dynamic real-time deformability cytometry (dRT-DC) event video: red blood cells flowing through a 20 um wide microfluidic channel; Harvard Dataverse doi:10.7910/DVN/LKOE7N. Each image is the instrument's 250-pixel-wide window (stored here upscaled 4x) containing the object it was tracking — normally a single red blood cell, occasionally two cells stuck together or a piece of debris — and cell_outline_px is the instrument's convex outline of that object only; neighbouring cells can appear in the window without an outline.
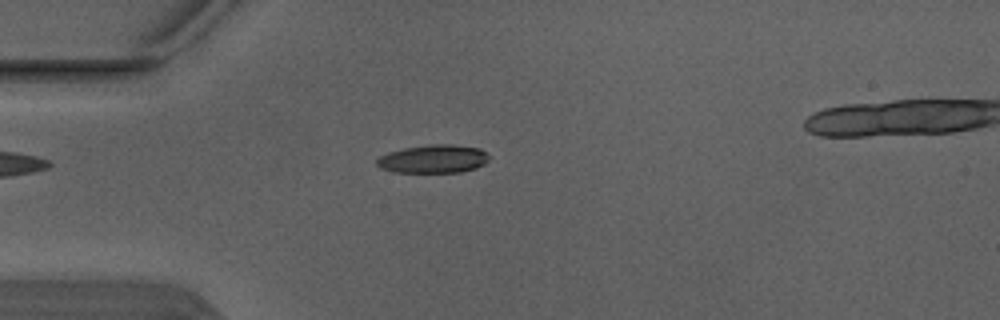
{"species": "Egyptian fruit bat (a non-hibernating species)", "species_latin": "Rousettus aegyptiacus", "temperature_condition": "warm", "stored_images_in_passage": 4, "camera_frame_rate_fps": 3000, "um_per_image_px": 0.085, "animal": {"sex": "male"}, "frame": {"image": 1, "passage_image": 3, "time_ms": 0.667, "image_size_px": [1000, 320], "cell_outline_px": [[488, 160], [484, 164], [476, 168], [460, 172], [392, 172], [380, 168], [376, 164], [376, 160], [380, 156], [388, 152], [404, 148], [432, 144], [452, 144], [480, 148], [488, 152]], "centroid_in_image_um": [36.84, 13.5], "position_along_channel_um": 48.2, "area_um2": 18.61}}